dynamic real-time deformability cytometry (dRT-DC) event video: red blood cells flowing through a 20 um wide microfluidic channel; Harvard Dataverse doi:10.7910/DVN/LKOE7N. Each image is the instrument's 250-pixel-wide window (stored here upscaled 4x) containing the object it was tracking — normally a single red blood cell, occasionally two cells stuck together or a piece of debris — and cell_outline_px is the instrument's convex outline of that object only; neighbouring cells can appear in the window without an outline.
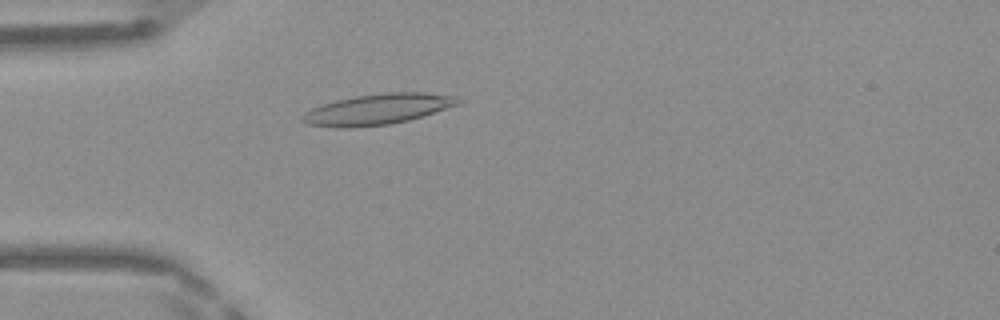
{"species": "Egyptian fruit bat (a non-hibernating species)", "species_latin": "Rousettus aegyptiacus", "temperature_condition": "warm", "stored_images_in_passage": 46, "camera_frame_rate_fps": 3000, "um_per_image_px": 0.085, "frame": {"image": 1, "passage_image": 12, "time_ms": 3.667, "image_size_px": [1000, 320], "cell_outline_px": [[464, 100], [460, 104], [408, 120], [388, 124], [344, 128], [336, 128], [308, 124], [300, 120], [300, 116], [304, 112], [312, 108], [336, 100], [356, 96], [384, 92], [424, 92], [456, 96]], "centroid_in_image_um": [32.1, 9.28], "position_along_channel_um": 52.9, "area_um2": 27.8}}
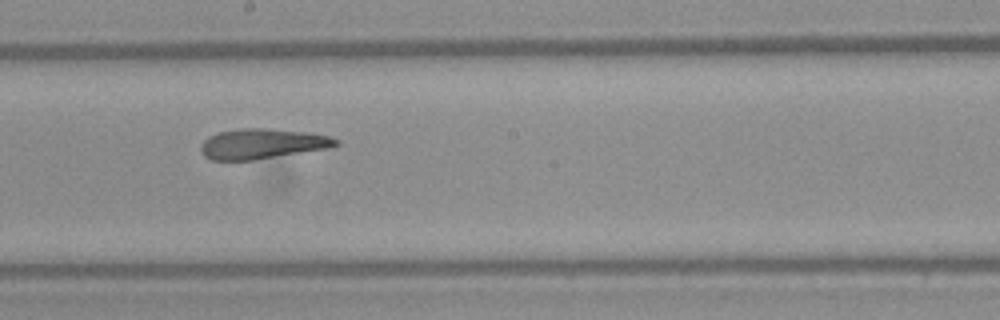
{"frame": {"image": 2, "passage_image": 25, "time_ms": 8.0, "image_size_px": [1000, 320], "cell_outline_px": [[340, 144], [332, 148], [252, 160], [212, 160], [204, 156], [200, 148], [204, 140], [208, 136], [220, 132], [240, 128], [268, 128], [304, 132], [328, 136], [340, 140]], "centroid_in_image_um": [22.32, 12.22], "position_along_channel_um": 225.9, "area_um2": 23.76}}
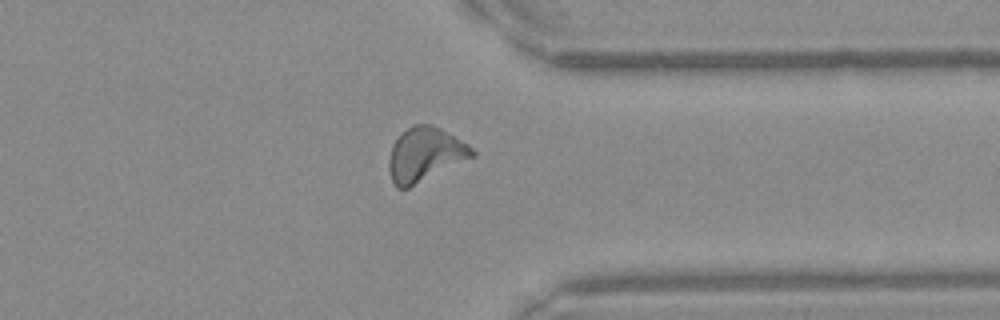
{"frame": {"image": 3, "passage_image": 36, "time_ms": 11.667, "image_size_px": [1000, 320], "cell_outline_px": [[476, 156], [408, 188], [396, 188], [392, 180], [388, 168], [388, 160], [392, 144], [400, 132], [412, 124], [428, 124], [440, 128], [468, 144], [476, 152]], "centroid_in_image_um": [36.11, 13.12], "position_along_channel_um": 375.3, "area_um2": 26.36}, "authors_computed_cell_mechanics": {"area_um2": 24.565, "velocity_mm_per_s": 4.1787, "shape_relaxation_time_tau1_ms": null, "shape_relaxation_time_tau2_ms": 1.8759, "deformation_change_tau1": null, "deformation_change_tau2": 0.1045}}